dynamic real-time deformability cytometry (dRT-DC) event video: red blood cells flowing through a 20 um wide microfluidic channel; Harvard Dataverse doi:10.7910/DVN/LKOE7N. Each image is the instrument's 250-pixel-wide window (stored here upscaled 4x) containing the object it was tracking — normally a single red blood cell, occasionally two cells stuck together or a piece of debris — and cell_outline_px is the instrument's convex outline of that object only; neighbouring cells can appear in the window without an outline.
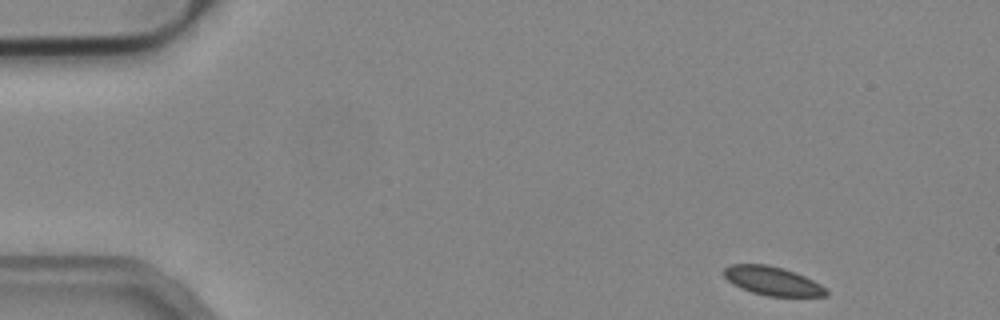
{"species": "common noctule bat (a hibernating species)", "species_latin": "Nyctalus noctula", "temperature_condition": "cold", "stored_images_in_passage": 50, "camera_frame_rate_fps": 3000, "um_per_image_px": 0.085, "animal": {"sex": "male", "body_mass_g": 19.2, "forearm_length_mm": 51.8}, "frame": {"image": 1, "passage_image": 1, "time_ms": 0.0, "image_size_px": [1000, 320], "cell_outline_px": [[828, 296], [768, 296], [752, 292], [740, 288], [732, 284], [724, 276], [724, 268], [732, 264], [768, 264], [784, 268], [796, 272], [820, 284], [828, 292]], "centroid_in_image_um": [65.65, 23.87], "position_along_channel_um": 19.4, "area_um2": 17.11}}
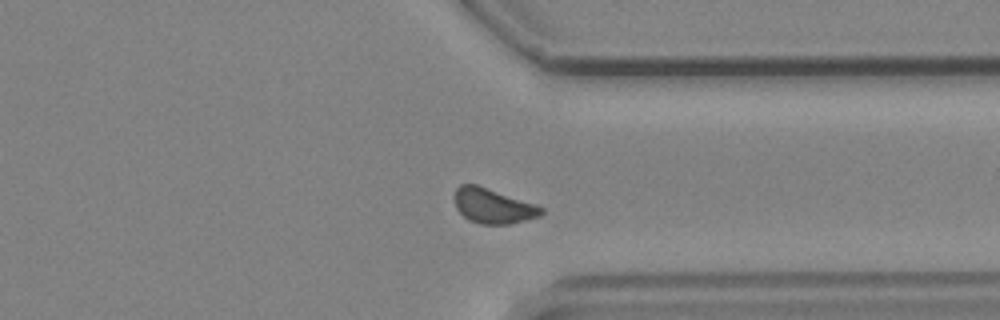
{"frame": {"image": 2, "passage_image": 37, "time_ms": 12.0, "image_size_px": [1000, 320], "cell_outline_px": [[544, 212], [540, 216], [508, 224], [480, 224], [468, 220], [456, 208], [452, 196], [456, 188], [460, 184], [476, 184], [536, 204], [544, 208]], "centroid_in_image_um": [41.87, 17.49], "position_along_channel_um": 369.5, "area_um2": 17.8}}
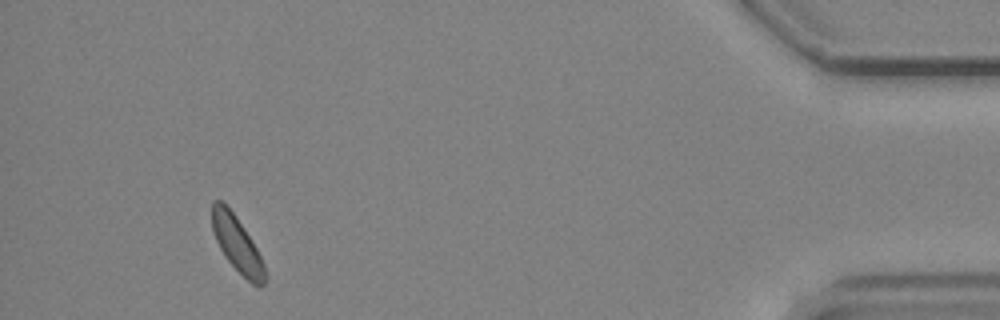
{"frame": {"image": 3, "passage_image": 46, "time_ms": 15.0, "image_size_px": [1000, 320], "cell_outline_px": [[264, 284], [260, 288], [252, 284], [224, 256], [216, 240], [212, 228], [212, 200], [220, 200], [232, 212], [256, 248], [264, 264]], "centroid_in_image_um": [20.12, 20.76], "position_along_channel_um": 415.1, "area_um2": 16.42}}